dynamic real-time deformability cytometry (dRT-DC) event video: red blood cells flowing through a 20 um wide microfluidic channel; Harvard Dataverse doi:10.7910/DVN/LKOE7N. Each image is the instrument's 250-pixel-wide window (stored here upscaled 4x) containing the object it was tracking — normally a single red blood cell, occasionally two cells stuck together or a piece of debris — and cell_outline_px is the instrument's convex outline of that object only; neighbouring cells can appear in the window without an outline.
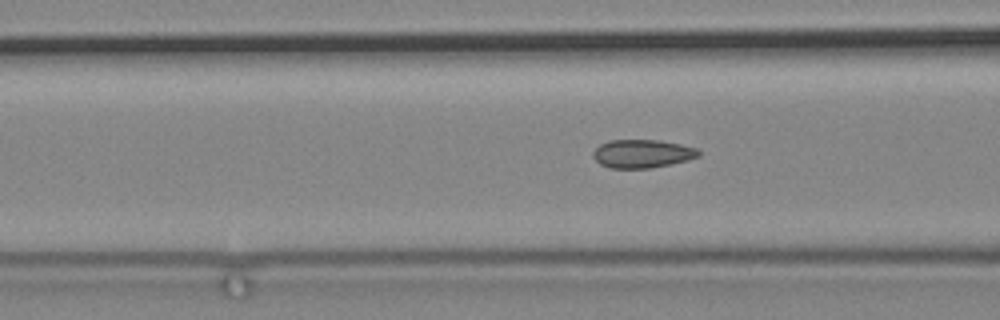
{"species": "common noctule bat (a hibernating species)", "species_latin": "Nyctalus noctula", "temperature_condition": "cold", "stored_images_in_passage": 82, "camera_frame_rate_fps": 3000, "um_per_image_px": 0.085, "animal": {"sex": "male", "body_mass_g": 19.2, "forearm_length_mm": 51.8}, "frame": {"image": 1, "passage_image": 42, "time_ms": 13.667, "image_size_px": [1000, 320], "cell_outline_px": [[700, 156], [688, 160], [672, 164], [652, 168], [612, 168], [600, 164], [592, 156], [592, 152], [600, 144], [608, 140], [660, 140], [680, 144], [696, 148], [700, 152]], "centroid_in_image_um": [54.59, 13.06], "position_along_channel_um": 112.0, "area_um2": 17.51}}
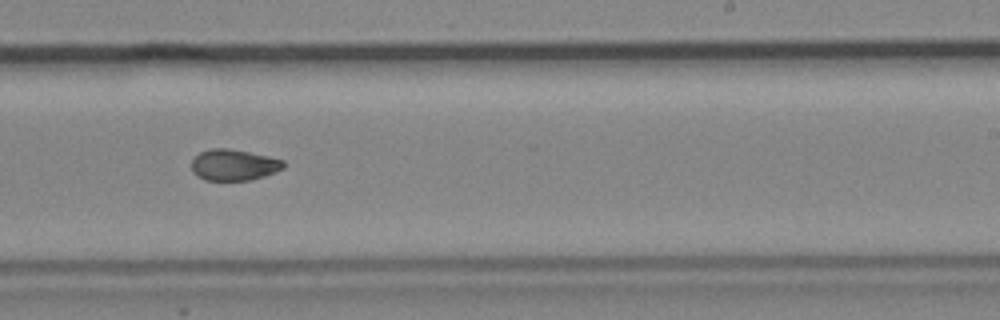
{"frame": {"image": 2, "passage_image": 57, "time_ms": 18.667, "image_size_px": [1000, 320], "cell_outline_px": [[284, 168], [276, 172], [252, 180], [204, 180], [192, 172], [192, 160], [200, 152], [212, 148], [228, 148], [268, 156], [284, 160]], "centroid_in_image_um": [19.88, 14.02], "position_along_channel_um": 269.1, "area_um2": 16.7}}
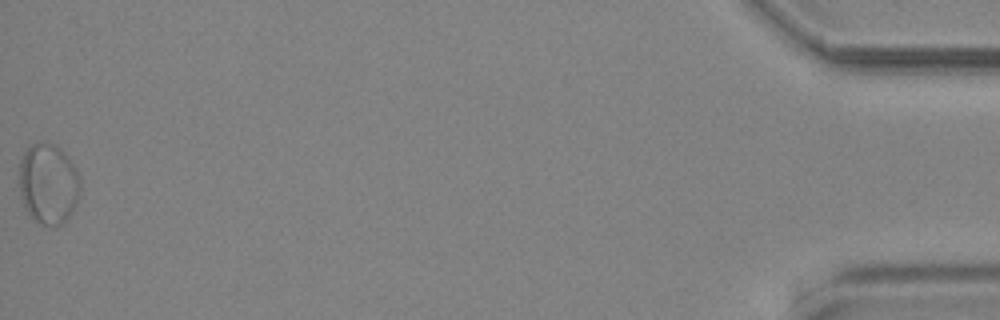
{"frame": {"image": 3, "passage_image": 82, "time_ms": 27.0, "image_size_px": [1000, 320], "cell_outline_px": [[80, 188], [76, 204], [64, 224], [40, 224], [28, 216], [24, 208], [20, 196], [20, 160], [24, 152], [36, 140], [44, 140], [56, 144], [60, 148], [76, 168], [80, 176]], "centroid_in_image_um": [4.09, 15.59], "position_along_channel_um": 431.1, "area_um2": 29.07}}